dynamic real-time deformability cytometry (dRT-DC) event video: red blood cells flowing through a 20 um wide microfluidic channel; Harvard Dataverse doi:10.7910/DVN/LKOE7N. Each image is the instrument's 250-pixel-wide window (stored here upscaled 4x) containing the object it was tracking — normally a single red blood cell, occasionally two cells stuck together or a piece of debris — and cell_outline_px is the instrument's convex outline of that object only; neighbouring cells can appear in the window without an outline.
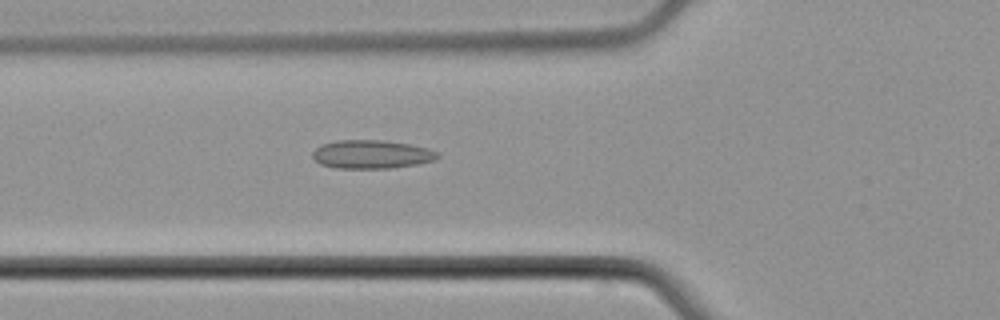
{"species": "common noctule bat (a hibernating species)", "species_latin": "Nyctalus noctula", "temperature_condition": "cold", "stored_images_in_passage": 2, "camera_frame_rate_fps": 3000, "um_per_image_px": 0.085, "animal": {"sex": "male", "body_mass_g": 21.5, "forearm_length_mm": 52.0}, "frame": {"image": 1, "passage_image": 2, "time_ms": 1.0, "image_size_px": [1000, 320], "cell_outline_px": [[440, 156], [432, 160], [416, 164], [388, 168], [336, 168], [320, 164], [312, 156], [312, 152], [320, 144], [336, 140], [384, 140], [408, 144], [428, 148], [440, 152]], "centroid_in_image_um": [31.56, 13.11], "position_along_channel_um": 94.2, "area_um2": 20.75}}